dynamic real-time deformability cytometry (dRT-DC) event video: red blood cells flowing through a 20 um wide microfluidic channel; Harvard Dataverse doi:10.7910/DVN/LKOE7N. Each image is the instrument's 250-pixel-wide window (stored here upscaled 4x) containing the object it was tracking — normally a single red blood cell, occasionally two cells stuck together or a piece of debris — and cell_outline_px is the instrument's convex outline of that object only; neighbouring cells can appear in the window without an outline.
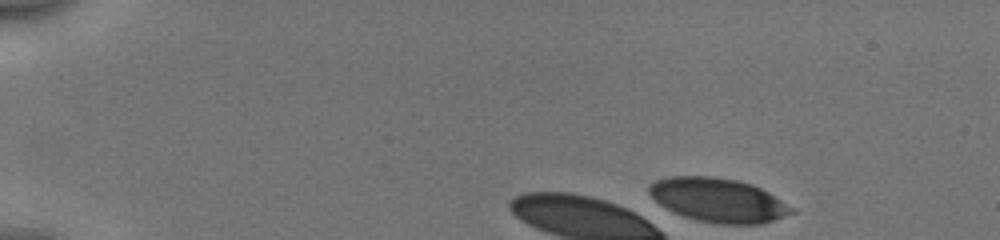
{"species": "human", "species_latin": "Homo sapiens", "temperature_condition": "cold", "stored_images_in_passage": 5, "camera_frame_rate_fps": 3000, "um_per_image_px": 0.085, "donor": {"sex": "male"}, "frame": {"image": 1, "passage_image": 1, "time_ms": 0.0, "image_size_px": [1000, 240], "cell_outline_px": [[796, 212], [764, 224], [716, 224], [696, 220], [684, 216], [660, 204], [648, 192], [648, 184], [656, 180], [668, 176], [712, 176], [736, 180], [752, 184], [768, 192], [796, 208]], "centroid_in_image_um": [61.09, 17.01], "position_along_channel_um": 23.9, "area_um2": 36.65}}